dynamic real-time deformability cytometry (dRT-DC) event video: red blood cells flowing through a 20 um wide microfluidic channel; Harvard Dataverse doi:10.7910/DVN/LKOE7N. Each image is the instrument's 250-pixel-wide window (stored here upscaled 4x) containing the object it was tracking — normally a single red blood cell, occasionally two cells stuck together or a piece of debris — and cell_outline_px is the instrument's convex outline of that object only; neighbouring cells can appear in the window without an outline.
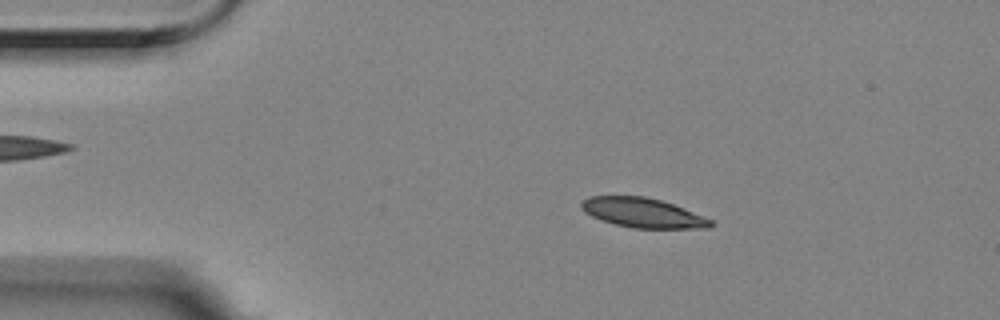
{"species": "Egyptian fruit bat (a non-hibernating species)", "species_latin": "Rousettus aegyptiacus", "temperature_condition": "room temperature", "stored_images_in_passage": 55, "camera_frame_rate_fps": 3000, "um_per_image_px": 0.085, "animal": {"sex": "female"}, "frame": {"image": 1, "passage_image": 9, "time_ms": 2.667, "image_size_px": [1000, 320], "cell_outline_px": [[712, 224], [708, 228], [632, 228], [616, 224], [592, 216], [584, 212], [580, 208], [580, 204], [588, 196], [644, 196], [660, 200], [684, 208], [712, 220]], "centroid_in_image_um": [54.61, 18.08], "position_along_channel_um": 30.4, "area_um2": 22.02}}
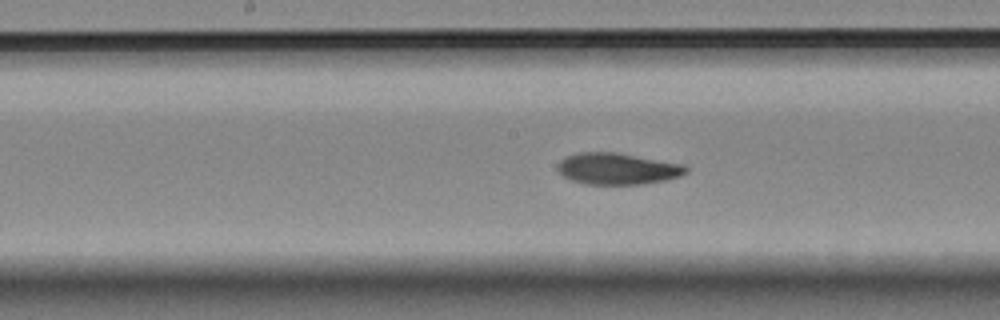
{"frame": {"image": 2, "passage_image": 27, "time_ms": 8.667, "image_size_px": [1000, 320], "cell_outline_px": [[688, 172], [680, 176], [668, 180], [644, 184], [584, 184], [572, 180], [564, 176], [556, 168], [556, 164], [560, 160], [568, 156], [580, 152], [616, 152], [684, 164], [688, 168]], "centroid_in_image_um": [52.51, 14.34], "position_along_channel_um": 195.7, "area_um2": 23.7}}
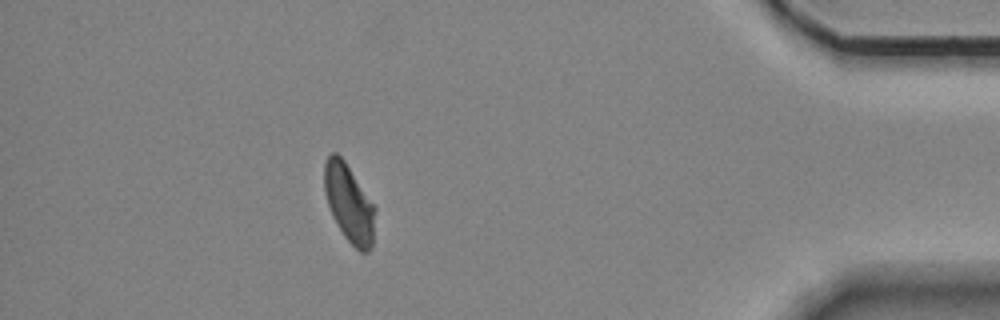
{"frame": {"image": 3, "passage_image": 49, "time_ms": 16.0, "image_size_px": [1000, 320], "cell_outline_px": [[376, 208], [372, 248], [368, 252], [360, 252], [344, 236], [332, 216], [324, 192], [324, 164], [328, 156], [332, 152], [336, 152], [344, 160]], "centroid_in_image_um": [29.67, 17.29], "position_along_channel_um": 405.5, "area_um2": 22.95}, "authors_computed_cell_mechanics": {"area_um2": 23.409, "velocity_mm_per_s": 3.5196, "shape_relaxation_time_tau1_ms": 5.1919, "shape_relaxation_time_tau2_ms": 4.4857, "deformation_change_tau1": 0.141, "deformation_change_tau2": 0.0863}}